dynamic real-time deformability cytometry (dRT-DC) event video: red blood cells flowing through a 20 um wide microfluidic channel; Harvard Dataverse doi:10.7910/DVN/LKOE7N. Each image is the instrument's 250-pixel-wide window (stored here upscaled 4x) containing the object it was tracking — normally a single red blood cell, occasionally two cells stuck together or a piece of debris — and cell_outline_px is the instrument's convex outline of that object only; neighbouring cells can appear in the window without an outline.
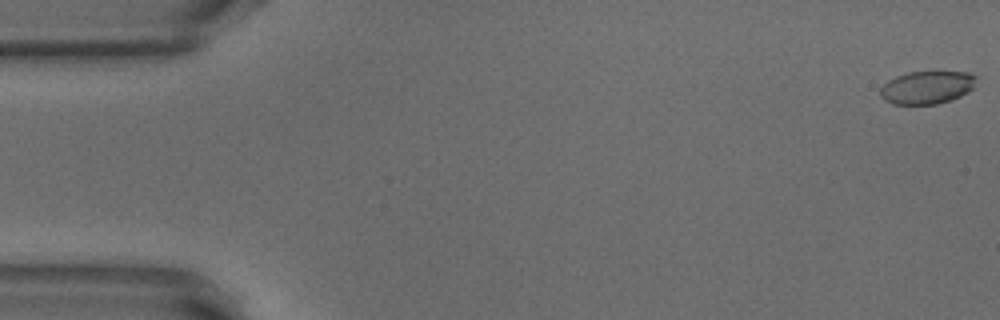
{"species": "common noctule bat (a hibernating species)", "species_latin": "Nyctalus noctula", "temperature_condition": "warm", "stored_images_in_passage": 10, "camera_frame_rate_fps": 3000, "um_per_image_px": 0.085, "animal": {"sex": "male", "body_mass_g": 18.8}, "frame": {"image": 1, "passage_image": 1, "time_ms": 0.0, "image_size_px": [1000, 320], "cell_outline_px": [[976, 76], [972, 88], [968, 92], [952, 100], [936, 104], [892, 104], [884, 100], [880, 96], [880, 88], [888, 80], [896, 76], [908, 72], [968, 72]], "centroid_in_image_um": [78.76, 7.44], "position_along_channel_um": 6.2, "area_um2": 18.38}}